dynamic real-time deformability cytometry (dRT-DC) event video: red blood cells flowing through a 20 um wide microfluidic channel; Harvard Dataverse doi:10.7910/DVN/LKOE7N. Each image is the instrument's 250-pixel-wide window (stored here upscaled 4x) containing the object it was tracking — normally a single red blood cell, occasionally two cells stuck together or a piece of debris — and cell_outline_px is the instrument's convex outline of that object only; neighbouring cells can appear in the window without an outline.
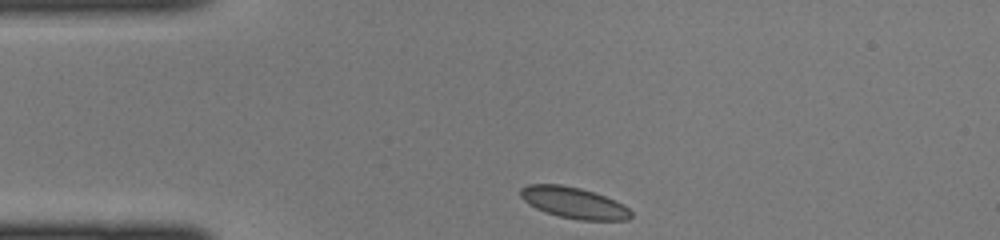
{"species": "common noctule bat (a hibernating species)", "species_latin": "Nyctalus noctula", "temperature_condition": "cold", "stored_images_in_passage": 36, "camera_frame_rate_fps": 3000, "um_per_image_px": 0.085, "animal": {"sex": "female", "body_mass_g": 22.0, "forearm_length_mm": 56.7}, "frame": {"image": 1, "passage_image": 1, "time_ms": 0.0, "image_size_px": [1000, 240], "cell_outline_px": [[632, 216], [628, 220], [580, 220], [560, 216], [544, 212], [528, 204], [520, 196], [520, 188], [528, 184], [560, 184], [580, 188], [604, 196], [628, 208], [632, 212]], "centroid_in_image_um": [48.73, 17.23], "position_along_channel_um": 36.3, "area_um2": 19.88}}
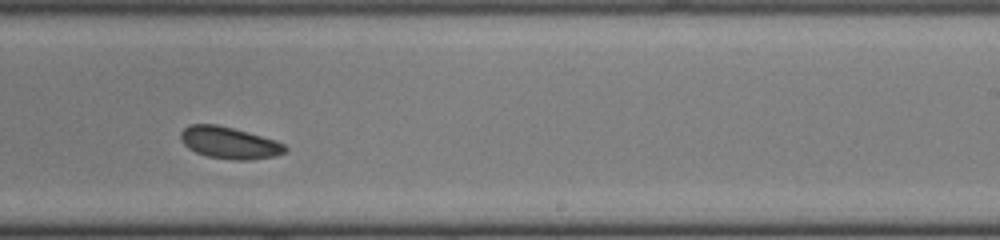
{"frame": {"image": 2, "passage_image": 19, "time_ms": 6.0, "image_size_px": [1000, 240], "cell_outline_px": [[288, 148], [284, 152], [276, 156], [252, 160], [232, 160], [208, 156], [196, 152], [188, 148], [180, 140], [180, 132], [188, 124], [216, 124], [248, 132], [276, 140], [284, 144]], "centroid_in_image_um": [19.48, 12.14], "position_along_channel_um": 269.5, "area_um2": 19.48}}
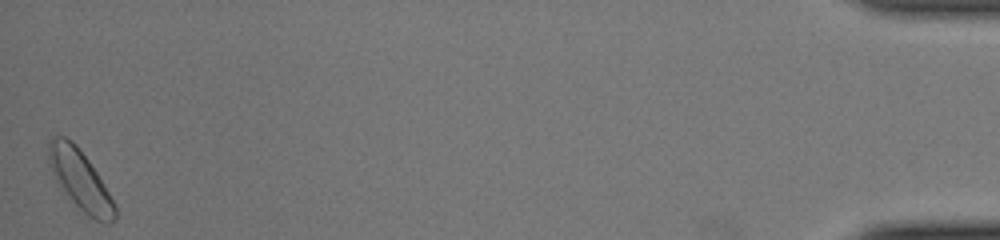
{"frame": {"image": 3, "passage_image": 36, "time_ms": 11.667, "image_size_px": [1000, 240], "cell_outline_px": [[116, 220], [112, 224], [104, 224], [76, 212], [60, 188], [52, 172], [48, 160], [48, 144], [56, 136], [64, 136], [72, 140], [76, 144], [88, 160], [96, 172], [116, 204]], "centroid_in_image_um": [6.83, 15.42], "position_along_channel_um": 428.4, "area_um2": 23.81}}